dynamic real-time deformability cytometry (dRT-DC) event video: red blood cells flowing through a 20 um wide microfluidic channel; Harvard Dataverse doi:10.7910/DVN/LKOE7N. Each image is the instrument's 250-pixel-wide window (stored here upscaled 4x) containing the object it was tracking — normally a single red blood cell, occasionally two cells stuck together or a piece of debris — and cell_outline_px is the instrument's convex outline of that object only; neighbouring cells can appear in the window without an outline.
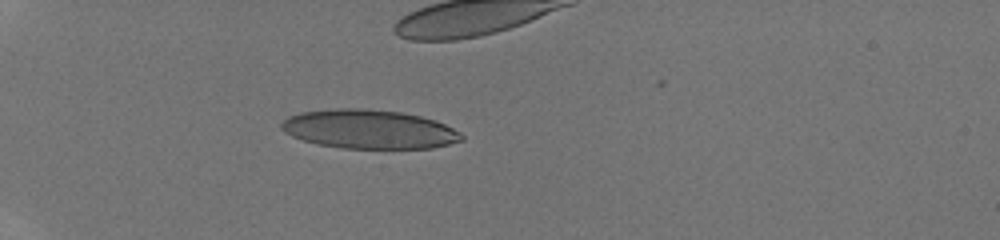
{"species": "human", "species_latin": "Homo sapiens", "temperature_condition": "room temperature", "stored_images_in_passage": 30, "camera_frame_rate_fps": 3000, "um_per_image_px": 0.085, "donor": {"sex": "male"}, "frame": {"image": 1, "passage_image": 5, "time_ms": 1.333, "image_size_px": [1000, 240], "cell_outline_px": [[464, 140], [432, 148], [344, 148], [320, 144], [304, 140], [292, 136], [284, 132], [280, 128], [280, 124], [288, 116], [300, 112], [336, 108], [364, 108], [400, 112], [420, 116], [436, 120], [460, 132], [464, 136]], "centroid_in_image_um": [31.37, 10.97], "position_along_channel_um": 53.6, "area_um2": 40.86}}